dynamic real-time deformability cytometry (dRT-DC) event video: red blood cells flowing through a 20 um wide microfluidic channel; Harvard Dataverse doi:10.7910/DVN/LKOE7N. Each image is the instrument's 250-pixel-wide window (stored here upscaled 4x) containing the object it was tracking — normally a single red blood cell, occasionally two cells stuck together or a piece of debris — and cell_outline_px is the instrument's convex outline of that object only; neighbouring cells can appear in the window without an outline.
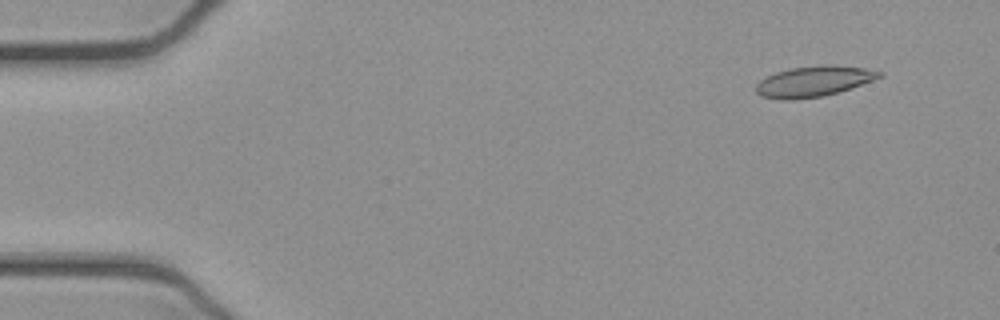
{"species": "common noctule bat (a hibernating species)", "species_latin": "Nyctalus noctula", "temperature_condition": "cold", "stored_images_in_passage": 8, "camera_frame_rate_fps": 3000, "um_per_image_px": 0.085, "animal": {"sex": "female", "body_mass_g": 21.9}, "frame": {"image": 1, "passage_image": 1, "time_ms": 0.0, "image_size_px": [1000, 320], "cell_outline_px": [[884, 76], [852, 88], [824, 96], [792, 100], [780, 100], [760, 96], [756, 92], [756, 84], [760, 80], [776, 72], [792, 68], [824, 64], [864, 68], [884, 72]], "centroid_in_image_um": [69.17, 6.92], "position_along_channel_um": 15.8, "area_um2": 22.08}}